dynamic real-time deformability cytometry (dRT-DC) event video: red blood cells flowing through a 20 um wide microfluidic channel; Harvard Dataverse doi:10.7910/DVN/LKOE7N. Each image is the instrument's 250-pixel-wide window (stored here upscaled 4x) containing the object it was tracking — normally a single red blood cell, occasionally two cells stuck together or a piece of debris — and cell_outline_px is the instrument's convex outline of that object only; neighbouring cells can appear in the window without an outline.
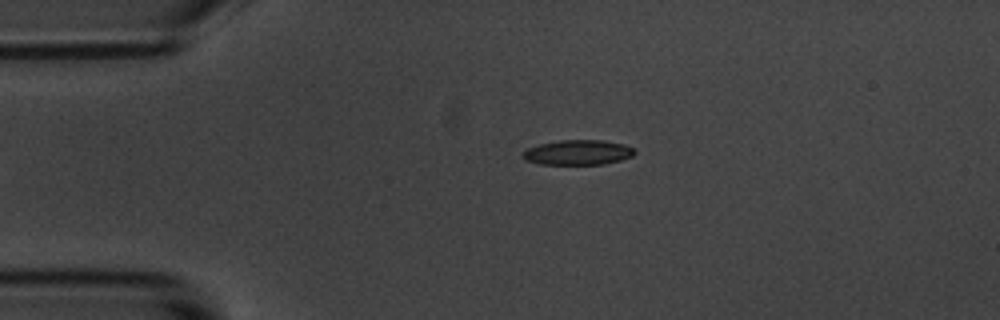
{"species": "common noctule bat (a hibernating species)", "species_latin": "Nyctalus noctula", "temperature_condition": "room temperature", "stored_images_in_passage": 5, "camera_frame_rate_fps": 3000, "um_per_image_px": 0.085, "animal": {"sex": "male", "body_mass_g": 20.1, "forearm_length_mm": 53.5}, "frame": {"image": 1, "passage_image": 5, "time_ms": 5.667, "image_size_px": [1000, 320], "cell_outline_px": [[636, 152], [632, 156], [620, 160], [604, 164], [540, 164], [524, 160], [520, 156], [528, 148], [540, 144], [560, 140], [604, 140], [624, 144], [636, 148]], "centroid_in_image_um": [49.14, 12.95], "position_along_channel_um": 35.9, "area_um2": 16.36}}